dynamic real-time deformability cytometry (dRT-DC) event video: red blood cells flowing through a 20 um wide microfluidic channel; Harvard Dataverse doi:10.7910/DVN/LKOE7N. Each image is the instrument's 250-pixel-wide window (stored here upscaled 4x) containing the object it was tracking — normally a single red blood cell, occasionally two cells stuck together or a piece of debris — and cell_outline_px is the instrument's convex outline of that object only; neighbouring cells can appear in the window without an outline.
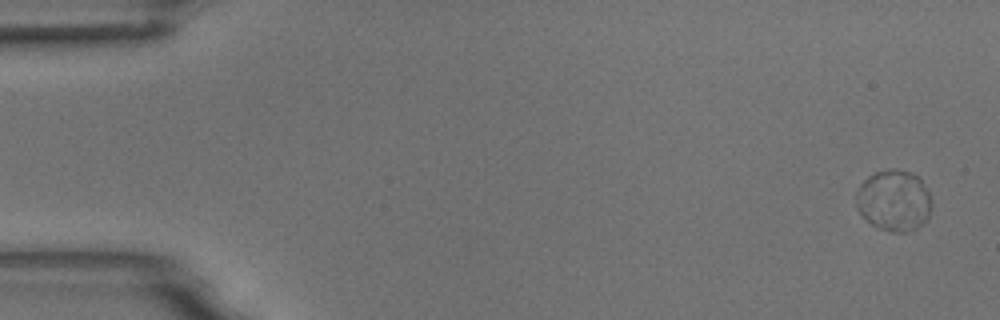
{"species": "common noctule bat (a hibernating species)", "species_latin": "Nyctalus noctula", "temperature_condition": "room temperature", "stored_images_in_passage": 5, "camera_frame_rate_fps": 3000, "um_per_image_px": 0.085, "animal": {"sex": "male", "body_mass_g": 18.8}, "frame": {"image": 1, "passage_image": 1, "time_ms": 0.0, "image_size_px": [1000, 320], "cell_outline_px": [[928, 216], [916, 228], [904, 232], [892, 232], [880, 228], [872, 224], [856, 208], [856, 192], [860, 184], [868, 176], [876, 172], [892, 168], [908, 172], [916, 176], [920, 180], [928, 192]], "centroid_in_image_um": [75.91, 17.03], "position_along_channel_um": 9.1, "area_um2": 26.13}}